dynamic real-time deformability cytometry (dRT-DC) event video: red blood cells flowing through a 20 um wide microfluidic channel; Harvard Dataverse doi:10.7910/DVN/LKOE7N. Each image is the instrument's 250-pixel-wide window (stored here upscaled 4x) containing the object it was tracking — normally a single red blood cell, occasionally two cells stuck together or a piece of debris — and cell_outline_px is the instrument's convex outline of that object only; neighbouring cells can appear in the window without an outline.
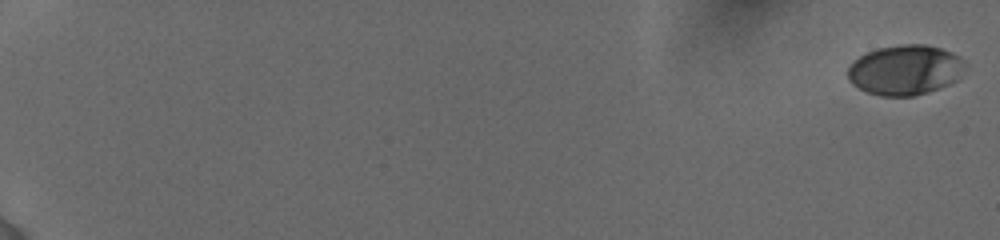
{"species": "human", "species_latin": "Homo sapiens", "temperature_condition": "cold", "stored_images_in_passage": 14, "camera_frame_rate_fps": 3000, "um_per_image_px": 0.085, "donor": {"sex": "female"}, "frame": {"image": 1, "passage_image": 1, "time_ms": 0.0, "image_size_px": [1000, 240], "cell_outline_px": [[964, 64], [956, 80], [940, 88], [928, 92], [912, 96], [880, 96], [868, 92], [852, 84], [848, 80], [848, 68], [852, 60], [876, 48], [900, 44], [924, 44], [940, 48], [952, 52], [960, 56], [964, 60]], "centroid_in_image_um": [76.9, 5.94], "position_along_channel_um": 8.1, "area_um2": 34.16}}
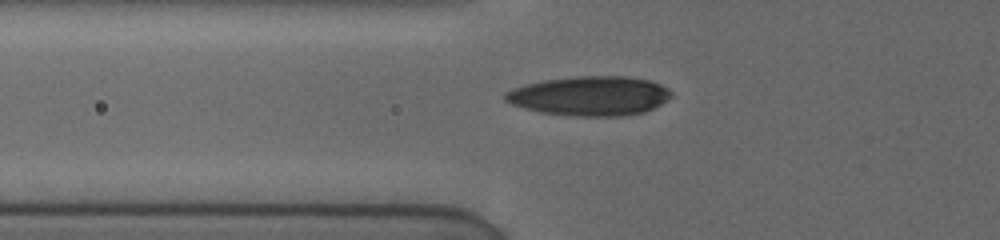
{"frame": {"image": 2, "passage_image": 12, "time_ms": 7.667, "image_size_px": [1000, 240], "cell_outline_px": [[672, 96], [660, 104], [644, 112], [624, 116], [580, 116], [540, 112], [524, 108], [512, 104], [504, 100], [504, 92], [512, 88], [524, 84], [544, 80], [576, 76], [624, 76], [648, 80], [660, 84], [668, 88], [672, 92]], "centroid_in_image_um": [50.12, 8.15], "position_along_channel_um": 75.7, "area_um2": 38.15}}
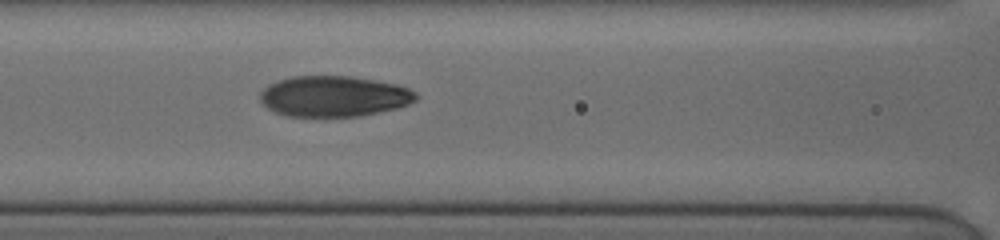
{"frame": {"image": 3, "passage_image": 14, "time_ms": 9.333, "image_size_px": [1000, 240], "cell_outline_px": [[420, 96], [416, 100], [408, 104], [396, 108], [360, 116], [324, 120], [284, 116], [268, 108], [260, 100], [260, 92], [264, 88], [280, 80], [292, 76], [352, 76], [376, 80], [396, 84], [408, 88], [416, 92]], "centroid_in_image_um": [28.38, 8.23], "position_along_channel_um": 138.2, "area_um2": 38.03}}